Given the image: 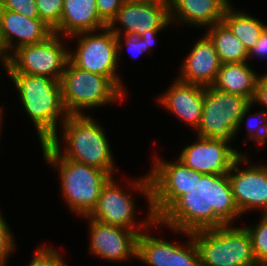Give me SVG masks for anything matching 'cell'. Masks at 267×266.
Here are the masks:
<instances>
[{
    "label": "cell",
    "instance_id": "1",
    "mask_svg": "<svg viewBox=\"0 0 267 266\" xmlns=\"http://www.w3.org/2000/svg\"><path fill=\"white\" fill-rule=\"evenodd\" d=\"M241 213L225 174L195 171V184L179 196L157 219L158 225L171 230L194 232L233 225Z\"/></svg>",
    "mask_w": 267,
    "mask_h": 266
},
{
    "label": "cell",
    "instance_id": "2",
    "mask_svg": "<svg viewBox=\"0 0 267 266\" xmlns=\"http://www.w3.org/2000/svg\"><path fill=\"white\" fill-rule=\"evenodd\" d=\"M8 75L19 92L24 111L35 126L40 144L59 135L57 127L68 117L62 102L60 81L23 73Z\"/></svg>",
    "mask_w": 267,
    "mask_h": 266
},
{
    "label": "cell",
    "instance_id": "3",
    "mask_svg": "<svg viewBox=\"0 0 267 266\" xmlns=\"http://www.w3.org/2000/svg\"><path fill=\"white\" fill-rule=\"evenodd\" d=\"M64 147L58 135L48 143L65 159L96 167L114 176L115 160L103 127L90 115H68L61 124Z\"/></svg>",
    "mask_w": 267,
    "mask_h": 266
},
{
    "label": "cell",
    "instance_id": "4",
    "mask_svg": "<svg viewBox=\"0 0 267 266\" xmlns=\"http://www.w3.org/2000/svg\"><path fill=\"white\" fill-rule=\"evenodd\" d=\"M43 158L59 173L62 198L72 213L89 215L111 176L105 171L63 158L48 142L40 144Z\"/></svg>",
    "mask_w": 267,
    "mask_h": 266
},
{
    "label": "cell",
    "instance_id": "5",
    "mask_svg": "<svg viewBox=\"0 0 267 266\" xmlns=\"http://www.w3.org/2000/svg\"><path fill=\"white\" fill-rule=\"evenodd\" d=\"M114 178L111 177L103 186L97 205L88 216L99 222L121 226L140 234L141 229L147 230L156 221L151 209L150 175L147 173L143 178L131 180V184L128 185L135 191H140L139 193L145 196L149 205L146 220L140 223L135 220L137 210L135 198L123 191L120 187L122 185L118 184Z\"/></svg>",
    "mask_w": 267,
    "mask_h": 266
},
{
    "label": "cell",
    "instance_id": "6",
    "mask_svg": "<svg viewBox=\"0 0 267 266\" xmlns=\"http://www.w3.org/2000/svg\"><path fill=\"white\" fill-rule=\"evenodd\" d=\"M200 266H256L251 238L244 227L226 225L191 232Z\"/></svg>",
    "mask_w": 267,
    "mask_h": 266
},
{
    "label": "cell",
    "instance_id": "7",
    "mask_svg": "<svg viewBox=\"0 0 267 266\" xmlns=\"http://www.w3.org/2000/svg\"><path fill=\"white\" fill-rule=\"evenodd\" d=\"M60 84L62 102L68 115H86L85 109L116 104L126 97L108 77L82 70L70 61Z\"/></svg>",
    "mask_w": 267,
    "mask_h": 266
},
{
    "label": "cell",
    "instance_id": "8",
    "mask_svg": "<svg viewBox=\"0 0 267 266\" xmlns=\"http://www.w3.org/2000/svg\"><path fill=\"white\" fill-rule=\"evenodd\" d=\"M73 37L77 38L78 42L75 51H69V61L82 70L108 77L126 95L123 80L116 73L117 36L105 27L98 31L81 32L68 38Z\"/></svg>",
    "mask_w": 267,
    "mask_h": 266
},
{
    "label": "cell",
    "instance_id": "9",
    "mask_svg": "<svg viewBox=\"0 0 267 266\" xmlns=\"http://www.w3.org/2000/svg\"><path fill=\"white\" fill-rule=\"evenodd\" d=\"M251 101L213 86L204 87L201 122L196 136L232 143L239 120Z\"/></svg>",
    "mask_w": 267,
    "mask_h": 266
},
{
    "label": "cell",
    "instance_id": "10",
    "mask_svg": "<svg viewBox=\"0 0 267 266\" xmlns=\"http://www.w3.org/2000/svg\"><path fill=\"white\" fill-rule=\"evenodd\" d=\"M60 38L61 35L54 33L44 42L19 47L10 55L9 73L47 76L60 81L69 61V47Z\"/></svg>",
    "mask_w": 267,
    "mask_h": 266
},
{
    "label": "cell",
    "instance_id": "11",
    "mask_svg": "<svg viewBox=\"0 0 267 266\" xmlns=\"http://www.w3.org/2000/svg\"><path fill=\"white\" fill-rule=\"evenodd\" d=\"M154 157L151 180V209L157 219L179 196L186 194L195 184V170L186 167L180 160L165 161Z\"/></svg>",
    "mask_w": 267,
    "mask_h": 266
},
{
    "label": "cell",
    "instance_id": "12",
    "mask_svg": "<svg viewBox=\"0 0 267 266\" xmlns=\"http://www.w3.org/2000/svg\"><path fill=\"white\" fill-rule=\"evenodd\" d=\"M154 225L159 227L158 222L155 221L147 228V232L141 230L138 236L137 260L148 266H200L198 248L190 232L172 230L188 237L187 243H174V241L170 242L149 235Z\"/></svg>",
    "mask_w": 267,
    "mask_h": 266
},
{
    "label": "cell",
    "instance_id": "13",
    "mask_svg": "<svg viewBox=\"0 0 267 266\" xmlns=\"http://www.w3.org/2000/svg\"><path fill=\"white\" fill-rule=\"evenodd\" d=\"M170 24L169 0H125L107 27L116 36L141 37L147 30L165 29Z\"/></svg>",
    "mask_w": 267,
    "mask_h": 266
},
{
    "label": "cell",
    "instance_id": "14",
    "mask_svg": "<svg viewBox=\"0 0 267 266\" xmlns=\"http://www.w3.org/2000/svg\"><path fill=\"white\" fill-rule=\"evenodd\" d=\"M248 157H239L228 172L235 203L241 215L250 210H267V166L253 164L239 169L249 163ZM240 163V164H239Z\"/></svg>",
    "mask_w": 267,
    "mask_h": 266
},
{
    "label": "cell",
    "instance_id": "15",
    "mask_svg": "<svg viewBox=\"0 0 267 266\" xmlns=\"http://www.w3.org/2000/svg\"><path fill=\"white\" fill-rule=\"evenodd\" d=\"M83 217L89 221L90 254L112 262L137 259V232L99 222L88 215Z\"/></svg>",
    "mask_w": 267,
    "mask_h": 266
},
{
    "label": "cell",
    "instance_id": "16",
    "mask_svg": "<svg viewBox=\"0 0 267 266\" xmlns=\"http://www.w3.org/2000/svg\"><path fill=\"white\" fill-rule=\"evenodd\" d=\"M193 144L186 146L180 152L178 160L186 167L202 174H225L233 163L241 156L238 149H233L225 141L197 136Z\"/></svg>",
    "mask_w": 267,
    "mask_h": 266
},
{
    "label": "cell",
    "instance_id": "17",
    "mask_svg": "<svg viewBox=\"0 0 267 266\" xmlns=\"http://www.w3.org/2000/svg\"><path fill=\"white\" fill-rule=\"evenodd\" d=\"M52 34L53 30L40 18L0 9V49L9 56L21 46L44 42Z\"/></svg>",
    "mask_w": 267,
    "mask_h": 266
},
{
    "label": "cell",
    "instance_id": "18",
    "mask_svg": "<svg viewBox=\"0 0 267 266\" xmlns=\"http://www.w3.org/2000/svg\"><path fill=\"white\" fill-rule=\"evenodd\" d=\"M203 100V86L184 83L178 79H175L156 99L157 104H161L163 108L195 130L201 122Z\"/></svg>",
    "mask_w": 267,
    "mask_h": 266
},
{
    "label": "cell",
    "instance_id": "19",
    "mask_svg": "<svg viewBox=\"0 0 267 266\" xmlns=\"http://www.w3.org/2000/svg\"><path fill=\"white\" fill-rule=\"evenodd\" d=\"M187 55L180 64L177 79L203 87L212 86L222 63L209 37L203 34Z\"/></svg>",
    "mask_w": 267,
    "mask_h": 266
},
{
    "label": "cell",
    "instance_id": "20",
    "mask_svg": "<svg viewBox=\"0 0 267 266\" xmlns=\"http://www.w3.org/2000/svg\"><path fill=\"white\" fill-rule=\"evenodd\" d=\"M230 3V0H169L170 22L207 29L222 22Z\"/></svg>",
    "mask_w": 267,
    "mask_h": 266
},
{
    "label": "cell",
    "instance_id": "21",
    "mask_svg": "<svg viewBox=\"0 0 267 266\" xmlns=\"http://www.w3.org/2000/svg\"><path fill=\"white\" fill-rule=\"evenodd\" d=\"M107 26L98 14L96 0H63L61 20L53 32L68 38L81 32L98 31Z\"/></svg>",
    "mask_w": 267,
    "mask_h": 266
},
{
    "label": "cell",
    "instance_id": "22",
    "mask_svg": "<svg viewBox=\"0 0 267 266\" xmlns=\"http://www.w3.org/2000/svg\"><path fill=\"white\" fill-rule=\"evenodd\" d=\"M247 62L224 63L218 71L213 87L253 100L259 74Z\"/></svg>",
    "mask_w": 267,
    "mask_h": 266
},
{
    "label": "cell",
    "instance_id": "23",
    "mask_svg": "<svg viewBox=\"0 0 267 266\" xmlns=\"http://www.w3.org/2000/svg\"><path fill=\"white\" fill-rule=\"evenodd\" d=\"M231 3L226 7L222 22L244 44L247 51L252 49L263 30L267 27L261 20L247 12L233 8Z\"/></svg>",
    "mask_w": 267,
    "mask_h": 266
},
{
    "label": "cell",
    "instance_id": "24",
    "mask_svg": "<svg viewBox=\"0 0 267 266\" xmlns=\"http://www.w3.org/2000/svg\"><path fill=\"white\" fill-rule=\"evenodd\" d=\"M205 34L212 41L222 64L248 62V51L244 44L223 22L212 25Z\"/></svg>",
    "mask_w": 267,
    "mask_h": 266
},
{
    "label": "cell",
    "instance_id": "25",
    "mask_svg": "<svg viewBox=\"0 0 267 266\" xmlns=\"http://www.w3.org/2000/svg\"><path fill=\"white\" fill-rule=\"evenodd\" d=\"M254 103L251 101L248 105V107L245 109L243 115L241 116V119L239 120V123H238V126L236 128V131H235V137H237L236 135L238 134L240 128L242 127L241 124L244 123L243 121H245L246 119V116H247V130L248 131V134L246 135L247 139L248 140H255V142L257 143L258 147L259 145L263 146L265 143H267V112L264 110L262 111H256L254 114H249L250 111H251V108ZM250 110V111H249ZM258 116V117H257ZM253 117H257V120L260 121L261 123L259 122H253L254 119ZM253 119V121H252ZM253 122H251V121ZM257 124V125H256Z\"/></svg>",
    "mask_w": 267,
    "mask_h": 266
},
{
    "label": "cell",
    "instance_id": "26",
    "mask_svg": "<svg viewBox=\"0 0 267 266\" xmlns=\"http://www.w3.org/2000/svg\"><path fill=\"white\" fill-rule=\"evenodd\" d=\"M251 238L253 253L258 264H267V221L261 216L254 226L244 227Z\"/></svg>",
    "mask_w": 267,
    "mask_h": 266
},
{
    "label": "cell",
    "instance_id": "27",
    "mask_svg": "<svg viewBox=\"0 0 267 266\" xmlns=\"http://www.w3.org/2000/svg\"><path fill=\"white\" fill-rule=\"evenodd\" d=\"M39 18L53 31L59 26L63 0H35Z\"/></svg>",
    "mask_w": 267,
    "mask_h": 266
},
{
    "label": "cell",
    "instance_id": "28",
    "mask_svg": "<svg viewBox=\"0 0 267 266\" xmlns=\"http://www.w3.org/2000/svg\"><path fill=\"white\" fill-rule=\"evenodd\" d=\"M64 261L57 248L40 245L30 260L29 266H68Z\"/></svg>",
    "mask_w": 267,
    "mask_h": 266
},
{
    "label": "cell",
    "instance_id": "29",
    "mask_svg": "<svg viewBox=\"0 0 267 266\" xmlns=\"http://www.w3.org/2000/svg\"><path fill=\"white\" fill-rule=\"evenodd\" d=\"M15 237L10 226L1 214L0 210V261H8L11 253L16 249Z\"/></svg>",
    "mask_w": 267,
    "mask_h": 266
},
{
    "label": "cell",
    "instance_id": "30",
    "mask_svg": "<svg viewBox=\"0 0 267 266\" xmlns=\"http://www.w3.org/2000/svg\"><path fill=\"white\" fill-rule=\"evenodd\" d=\"M125 40V44L123 43ZM123 41V42H121ZM124 45L127 46L129 53L135 58L139 55L141 56L145 52L151 54V51L144 44V40L141 37H134L128 35H118L117 36V47H118V63L121 60V50H123ZM130 55V56H131Z\"/></svg>",
    "mask_w": 267,
    "mask_h": 266
},
{
    "label": "cell",
    "instance_id": "31",
    "mask_svg": "<svg viewBox=\"0 0 267 266\" xmlns=\"http://www.w3.org/2000/svg\"><path fill=\"white\" fill-rule=\"evenodd\" d=\"M0 9L20 13L28 18H39L35 0H0Z\"/></svg>",
    "mask_w": 267,
    "mask_h": 266
},
{
    "label": "cell",
    "instance_id": "32",
    "mask_svg": "<svg viewBox=\"0 0 267 266\" xmlns=\"http://www.w3.org/2000/svg\"><path fill=\"white\" fill-rule=\"evenodd\" d=\"M125 0H96L100 18L109 25Z\"/></svg>",
    "mask_w": 267,
    "mask_h": 266
},
{
    "label": "cell",
    "instance_id": "33",
    "mask_svg": "<svg viewBox=\"0 0 267 266\" xmlns=\"http://www.w3.org/2000/svg\"><path fill=\"white\" fill-rule=\"evenodd\" d=\"M252 102L265 106L264 110L267 112V72L263 75L260 74Z\"/></svg>",
    "mask_w": 267,
    "mask_h": 266
},
{
    "label": "cell",
    "instance_id": "34",
    "mask_svg": "<svg viewBox=\"0 0 267 266\" xmlns=\"http://www.w3.org/2000/svg\"><path fill=\"white\" fill-rule=\"evenodd\" d=\"M253 56L267 60V27L261 33L256 45L248 51V60Z\"/></svg>",
    "mask_w": 267,
    "mask_h": 266
},
{
    "label": "cell",
    "instance_id": "35",
    "mask_svg": "<svg viewBox=\"0 0 267 266\" xmlns=\"http://www.w3.org/2000/svg\"><path fill=\"white\" fill-rule=\"evenodd\" d=\"M162 30L163 29H150L144 32L141 36V38L144 40V44L150 49V51L153 49V45H155L156 35Z\"/></svg>",
    "mask_w": 267,
    "mask_h": 266
},
{
    "label": "cell",
    "instance_id": "36",
    "mask_svg": "<svg viewBox=\"0 0 267 266\" xmlns=\"http://www.w3.org/2000/svg\"><path fill=\"white\" fill-rule=\"evenodd\" d=\"M0 61L2 64L1 66H3V68L5 69V71L7 72V74H9V70H10V56L3 50L0 49Z\"/></svg>",
    "mask_w": 267,
    "mask_h": 266
},
{
    "label": "cell",
    "instance_id": "37",
    "mask_svg": "<svg viewBox=\"0 0 267 266\" xmlns=\"http://www.w3.org/2000/svg\"><path fill=\"white\" fill-rule=\"evenodd\" d=\"M2 109L4 110V108L0 107V137H1V129H2L1 124L3 123V122H1L3 120V110ZM0 140H1V138H0Z\"/></svg>",
    "mask_w": 267,
    "mask_h": 266
},
{
    "label": "cell",
    "instance_id": "38",
    "mask_svg": "<svg viewBox=\"0 0 267 266\" xmlns=\"http://www.w3.org/2000/svg\"><path fill=\"white\" fill-rule=\"evenodd\" d=\"M261 216L267 221V210H265Z\"/></svg>",
    "mask_w": 267,
    "mask_h": 266
},
{
    "label": "cell",
    "instance_id": "39",
    "mask_svg": "<svg viewBox=\"0 0 267 266\" xmlns=\"http://www.w3.org/2000/svg\"><path fill=\"white\" fill-rule=\"evenodd\" d=\"M0 266H7V261H0Z\"/></svg>",
    "mask_w": 267,
    "mask_h": 266
},
{
    "label": "cell",
    "instance_id": "40",
    "mask_svg": "<svg viewBox=\"0 0 267 266\" xmlns=\"http://www.w3.org/2000/svg\"><path fill=\"white\" fill-rule=\"evenodd\" d=\"M256 266H267V264H258Z\"/></svg>",
    "mask_w": 267,
    "mask_h": 266
}]
</instances>
